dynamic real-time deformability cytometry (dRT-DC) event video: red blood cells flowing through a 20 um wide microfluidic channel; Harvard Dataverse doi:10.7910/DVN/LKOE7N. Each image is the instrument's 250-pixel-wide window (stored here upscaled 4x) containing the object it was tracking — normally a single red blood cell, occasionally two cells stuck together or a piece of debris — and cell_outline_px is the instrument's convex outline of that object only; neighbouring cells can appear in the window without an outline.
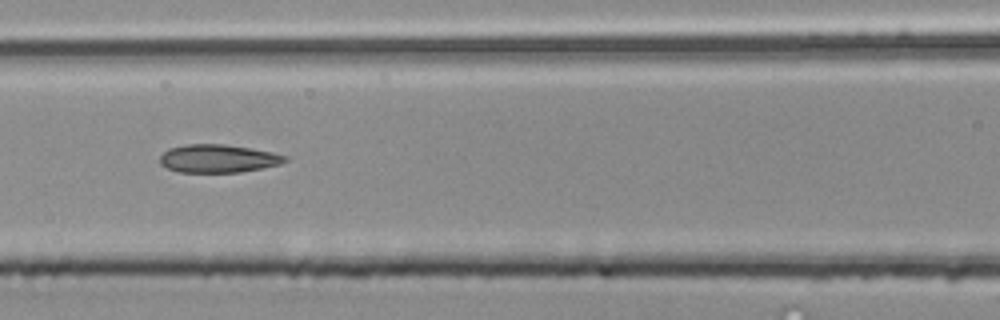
{"species": "common noctule bat (a hibernating species)", "species_latin": "Nyctalus noctula", "temperature_condition": "room temperature", "stored_images_in_passage": 6, "camera_frame_rate_fps": 3000, "um_per_image_px": 0.085, "animal": {"sex": "male", "body_mass_g": 20.4}, "frame": {"image": 1, "passage_image": 6, "time_ms": 1.667, "image_size_px": [1000, 320], "cell_outline_px": [[288, 160], [280, 164], [264, 168], [240, 172], [180, 172], [168, 168], [160, 164], [160, 156], [168, 148], [184, 144], [224, 144], [252, 148], [272, 152], [288, 156]], "centroid_in_image_um": [18.56, 13.47], "position_along_channel_um": 148.0, "area_um2": 20.63}}